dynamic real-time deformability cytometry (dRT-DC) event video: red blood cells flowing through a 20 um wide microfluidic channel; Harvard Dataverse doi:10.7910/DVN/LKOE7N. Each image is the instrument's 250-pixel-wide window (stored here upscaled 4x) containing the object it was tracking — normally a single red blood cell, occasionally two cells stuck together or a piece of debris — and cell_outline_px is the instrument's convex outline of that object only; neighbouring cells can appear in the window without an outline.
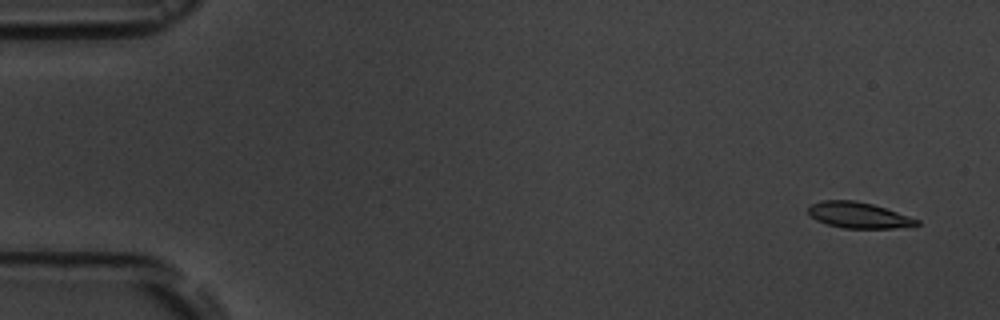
{"species": "common noctule bat (a hibernating species)", "species_latin": "Nyctalus noctula", "temperature_condition": "room temperature", "stored_images_in_passage": 6, "camera_frame_rate_fps": 3000, "um_per_image_px": 0.085, "animal": {"sex": "male", "body_mass_g": 19.5, "forearm_length_mm": 54.6}, "frame": {"image": 1, "passage_image": 1, "time_ms": 0.0, "image_size_px": [1000, 320], "cell_outline_px": [[920, 224], [892, 228], [844, 228], [828, 224], [816, 220], [808, 212], [808, 204], [824, 200], [852, 200], [872, 204], [920, 220]], "centroid_in_image_um": [72.93, 18.28], "position_along_channel_um": 12.1, "area_um2": 16.13}}
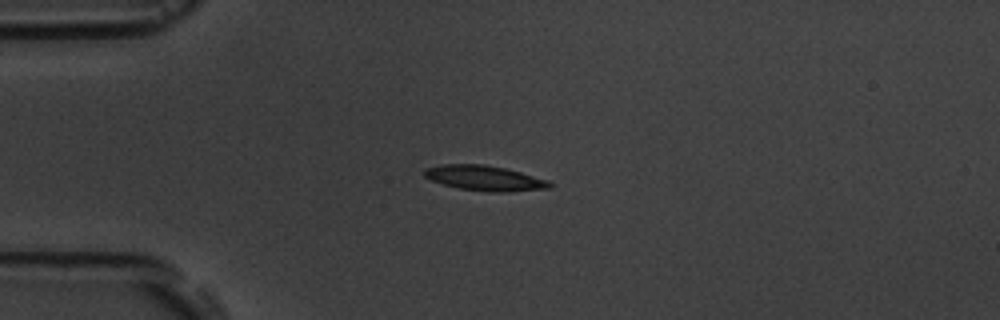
{"frame": {"image": 2, "passage_image": 4, "time_ms": 3.667, "image_size_px": [1000, 320], "cell_outline_px": [[556, 184], [552, 188], [508, 192], [492, 192], [460, 188], [444, 184], [432, 180], [424, 176], [424, 168], [440, 164], [484, 164], [504, 168], [520, 172], [548, 180]], "centroid_in_image_um": [41.24, 15.14], "position_along_channel_um": 43.8, "area_um2": 18.38}}
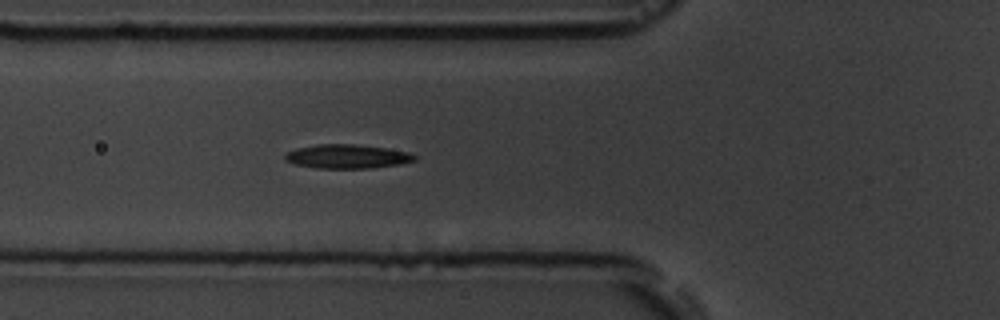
{"frame": {"image": 3, "passage_image": 6, "time_ms": 5.667, "image_size_px": [1000, 320], "cell_outline_px": [[416, 160], [400, 164], [372, 168], [316, 168], [296, 164], [284, 160], [284, 156], [288, 152], [296, 148], [316, 144], [356, 144], [384, 148], [408, 152], [416, 156]], "centroid_in_image_um": [29.49, 13.3], "position_along_channel_um": 96.3, "area_um2": 18.03}}